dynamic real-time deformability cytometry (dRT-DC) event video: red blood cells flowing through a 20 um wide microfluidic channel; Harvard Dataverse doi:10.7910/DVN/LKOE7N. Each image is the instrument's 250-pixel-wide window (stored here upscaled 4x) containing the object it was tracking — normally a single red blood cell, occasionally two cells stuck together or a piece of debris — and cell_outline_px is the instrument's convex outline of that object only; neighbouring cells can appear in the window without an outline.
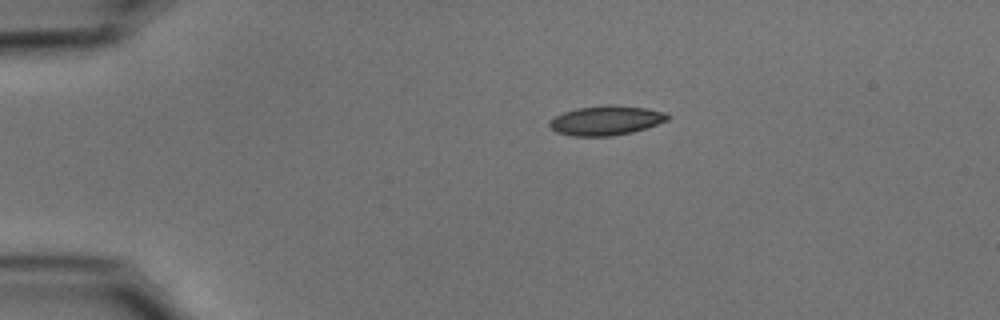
{"species": "common noctule bat (a hibernating species)", "species_latin": "Nyctalus noctula", "temperature_condition": "cold", "stored_images_in_passage": 44, "camera_frame_rate_fps": 3000, "um_per_image_px": 0.085, "animal": {"sex": "male", "body_mass_g": 15.6}, "frame": {"image": 1, "passage_image": 1, "time_ms": 0.0, "image_size_px": [1000, 320], "cell_outline_px": [[668, 120], [632, 132], [612, 136], [572, 136], [556, 132], [548, 124], [556, 116], [564, 112], [576, 108], [608, 104], [648, 108], [668, 112]], "centroid_in_image_um": [51.53, 10.23], "position_along_channel_um": 33.5, "area_um2": 20.23}}
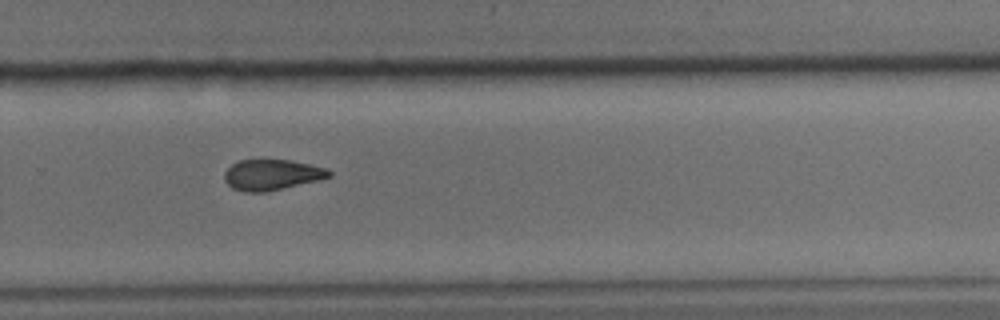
{"frame": {"image": 2, "passage_image": 27, "time_ms": 8.667, "image_size_px": [1000, 320], "cell_outline_px": [[332, 176], [316, 180], [264, 192], [244, 192], [232, 188], [224, 180], [224, 172], [232, 164], [240, 160], [288, 160], [308, 164], [324, 168], [332, 172]], "centroid_in_image_um": [23.05, 14.85], "position_along_channel_um": 306.8, "area_um2": 18.32}}
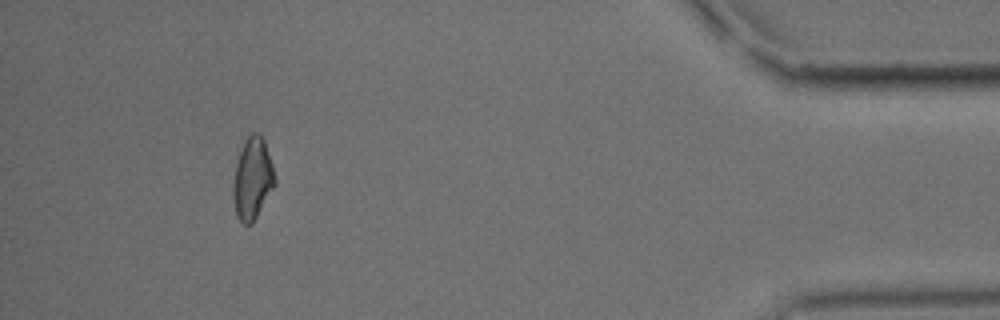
{"frame": {"image": 3, "passage_image": 40, "time_ms": 13.0, "image_size_px": [1000, 320], "cell_outline_px": [[276, 184], [252, 224], [244, 224], [236, 216], [232, 192], [232, 188], [236, 160], [244, 140], [252, 132], [260, 132], [264, 140], [276, 176]], "centroid_in_image_um": [21.46, 15.16], "position_along_channel_um": 413.7, "area_um2": 20.11}, "authors_computed_cell_mechanics": {"area_um2": 19.8254, "velocity_mm_per_s": 3.7325, "shape_relaxation_time_tau1_ms": 7.2789, "shape_relaxation_time_tau2_ms": 3.6612, "deformation_change_tau1": 0.14, "deformation_change_tau2": 0.0886}}